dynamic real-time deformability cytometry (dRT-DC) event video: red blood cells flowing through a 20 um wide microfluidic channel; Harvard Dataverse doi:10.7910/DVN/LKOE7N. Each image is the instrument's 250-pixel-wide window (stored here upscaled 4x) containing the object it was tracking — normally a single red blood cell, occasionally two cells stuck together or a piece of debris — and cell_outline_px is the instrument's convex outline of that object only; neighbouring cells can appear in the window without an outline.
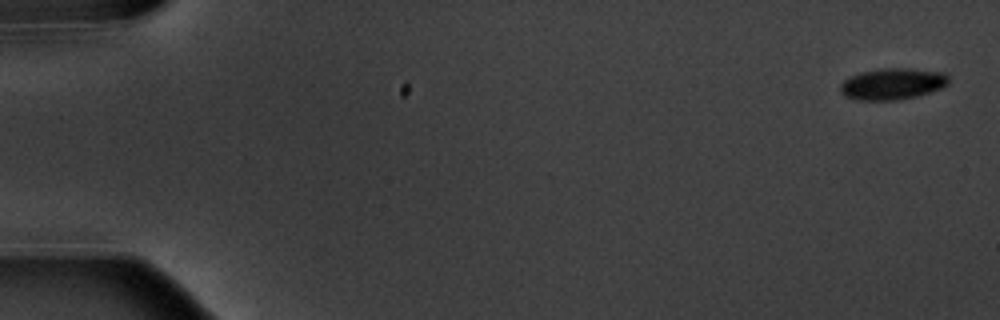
{"species": "common noctule bat (a hibernating species)", "species_latin": "Nyctalus noctula", "temperature_condition": "warm", "stored_images_in_passage": 7, "camera_frame_rate_fps": 3000, "um_per_image_px": 0.085, "animal": {"sex": "male", "body_mass_g": 20.1, "forearm_length_mm": 53.5}, "frame": {"image": 1, "passage_image": 1, "time_ms": 0.0, "image_size_px": [1000, 320], "cell_outline_px": [[948, 84], [940, 88], [916, 96], [896, 100], [860, 100], [844, 96], [840, 92], [840, 84], [848, 76], [860, 72], [884, 68], [908, 68], [944, 72], [948, 76]], "centroid_in_image_um": [75.82, 7.12], "position_along_channel_um": 9.2, "area_um2": 19.83}}